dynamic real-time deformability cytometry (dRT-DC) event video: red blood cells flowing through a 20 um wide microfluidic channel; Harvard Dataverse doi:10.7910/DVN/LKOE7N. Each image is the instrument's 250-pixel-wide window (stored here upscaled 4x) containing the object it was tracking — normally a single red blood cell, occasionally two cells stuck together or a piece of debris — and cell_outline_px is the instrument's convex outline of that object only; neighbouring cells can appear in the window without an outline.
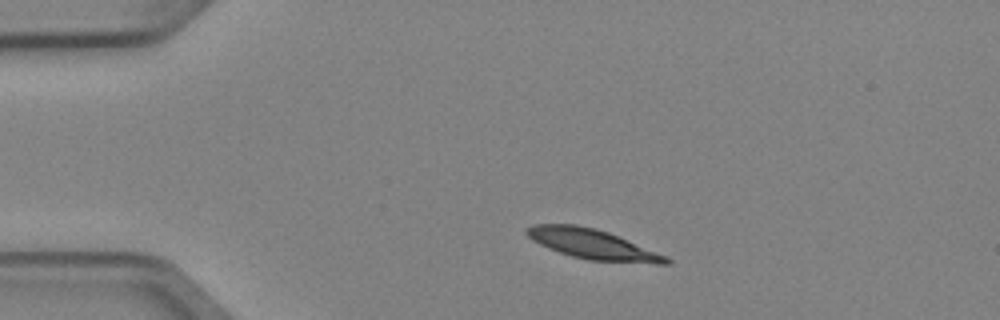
{"species": "Egyptian fruit bat (a non-hibernating species)", "species_latin": "Rousettus aegyptiacus", "temperature_condition": "cold", "stored_images_in_passage": 3, "camera_frame_rate_fps": 3000, "um_per_image_px": 0.085, "animal": {"sex": "female"}, "frame": {"image": 1, "passage_image": 2, "time_ms": 0.333, "image_size_px": [1000, 320], "cell_outline_px": [[672, 264], [656, 264], [588, 260], [572, 256], [548, 248], [532, 240], [524, 232], [524, 228], [532, 224], [576, 224], [596, 228], [608, 232], [668, 256], [672, 260]], "centroid_in_image_um": [50.38, 20.76], "position_along_channel_um": 34.6, "area_um2": 24.51}}